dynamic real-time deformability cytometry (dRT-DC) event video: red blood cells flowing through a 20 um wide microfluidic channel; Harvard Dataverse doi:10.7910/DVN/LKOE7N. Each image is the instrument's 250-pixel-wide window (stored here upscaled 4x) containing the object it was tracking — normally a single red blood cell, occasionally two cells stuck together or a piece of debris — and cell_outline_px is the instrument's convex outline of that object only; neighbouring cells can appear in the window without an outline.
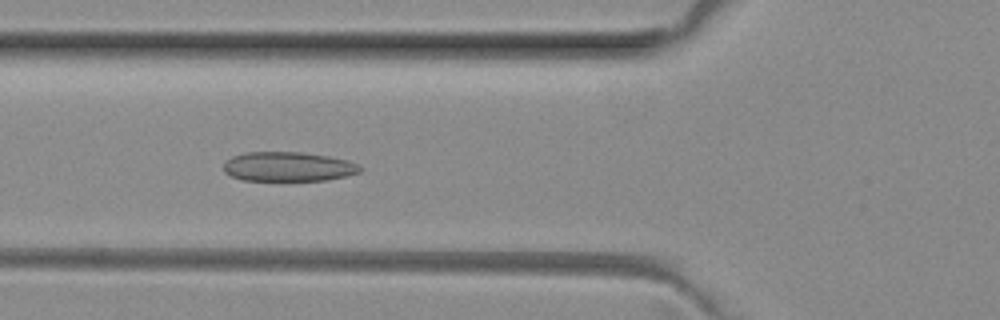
{"species": "common noctule bat (a hibernating species)", "species_latin": "Nyctalus noctula", "temperature_condition": "room temperature", "stored_images_in_passage": 48, "camera_frame_rate_fps": 3000, "um_per_image_px": 0.085, "animal": {"sex": "female", "body_mass_g": 29.2, "forearm_length_mm": 56.3}, "frame": {"image": 1, "passage_image": 16, "time_ms": 5.0, "image_size_px": [1000, 320], "cell_outline_px": [[364, 168], [360, 172], [348, 176], [328, 180], [240, 180], [224, 172], [224, 160], [232, 156], [244, 152], [300, 152], [328, 156], [348, 160], [360, 164]], "centroid_in_image_um": [24.52, 14.16], "position_along_channel_um": 101.3, "area_um2": 23.7}}
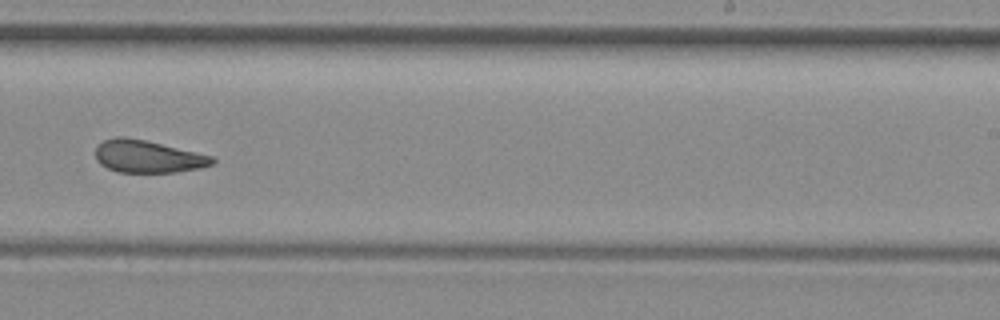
{"frame": {"image": 2, "passage_image": 29, "time_ms": 9.333, "image_size_px": [1000, 320], "cell_outline_px": [[216, 160], [212, 164], [200, 168], [176, 172], [120, 172], [108, 168], [100, 164], [96, 160], [96, 148], [104, 140], [116, 136], [124, 136], [144, 140], [196, 152], [212, 156]], "centroid_in_image_um": [12.55, 13.3], "position_along_channel_um": 276.5, "area_um2": 21.85}}
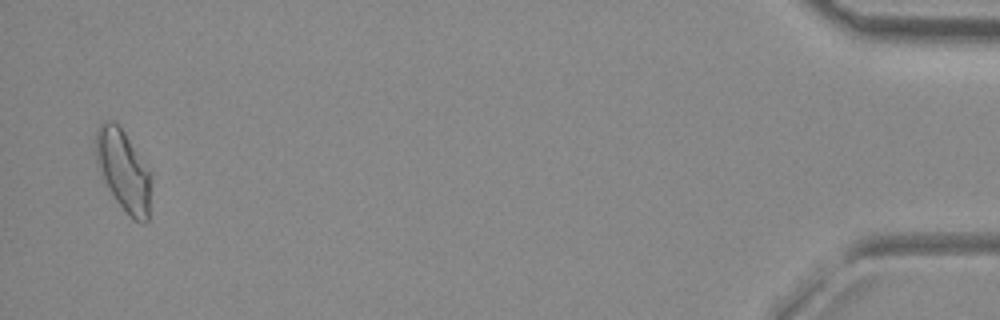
{"frame": {"image": 3, "passage_image": 47, "time_ms": 15.333, "image_size_px": [1000, 320], "cell_outline_px": [[152, 180], [148, 220], [144, 224], [132, 220], [128, 216], [116, 200], [108, 188], [96, 164], [96, 132], [100, 124], [104, 120], [112, 120], [124, 132], [152, 172]], "centroid_in_image_um": [10.53, 14.54], "position_along_channel_um": 424.7, "area_um2": 26.41}, "authors_computed_cell_mechanics": {"area_um2": 23.6113, "velocity_mm_per_s": 4.0438, "shape_relaxation_time_tau1_ms": null, "shape_relaxation_time_tau2_ms": 2.4323, "deformation_change_tau1": null, "deformation_change_tau2": 0.087}}